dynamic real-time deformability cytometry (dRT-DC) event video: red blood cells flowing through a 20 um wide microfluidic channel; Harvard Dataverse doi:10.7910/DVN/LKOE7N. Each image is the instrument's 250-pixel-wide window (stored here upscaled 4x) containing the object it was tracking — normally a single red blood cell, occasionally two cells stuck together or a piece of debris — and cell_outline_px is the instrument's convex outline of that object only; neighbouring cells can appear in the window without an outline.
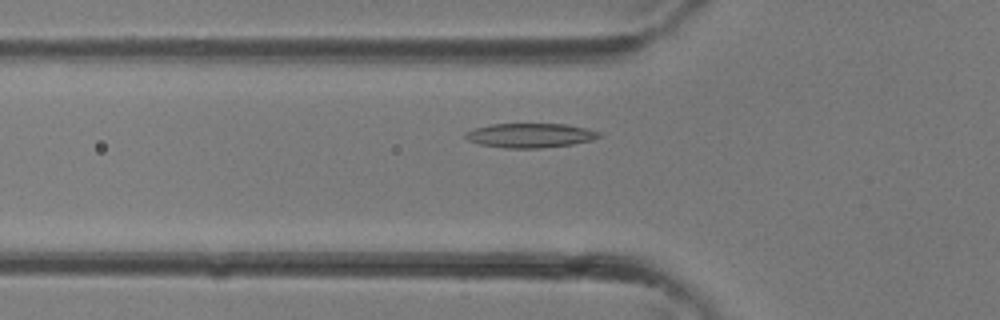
{"species": "common noctule bat (a hibernating species)", "species_latin": "Nyctalus noctula", "temperature_condition": "room temperature", "stored_images_in_passage": 32, "camera_frame_rate_fps": 3000, "um_per_image_px": 0.085, "animal": {"sex": "female"}, "frame": {"image": 1, "passage_image": 9, "time_ms": 2.667, "image_size_px": [1000, 320], "cell_outline_px": [[604, 136], [592, 140], [572, 144], [540, 148], [504, 148], [480, 144], [468, 140], [464, 136], [464, 132], [472, 128], [492, 124], [568, 124], [600, 132]], "centroid_in_image_um": [45.05, 11.51], "position_along_channel_um": 80.7, "area_um2": 19.07}}
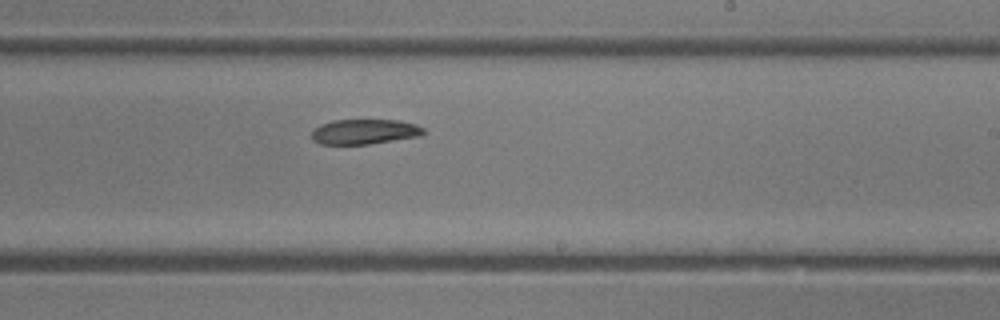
{"frame": {"image": 2, "passage_image": 18, "time_ms": 5.667, "image_size_px": [1000, 320], "cell_outline_px": [[428, 132], [420, 136], [368, 144], [320, 144], [312, 140], [312, 132], [320, 124], [332, 120], [400, 120], [416, 124], [424, 128]], "centroid_in_image_um": [31.02, 11.19], "position_along_channel_um": 258.0, "area_um2": 16.42}}
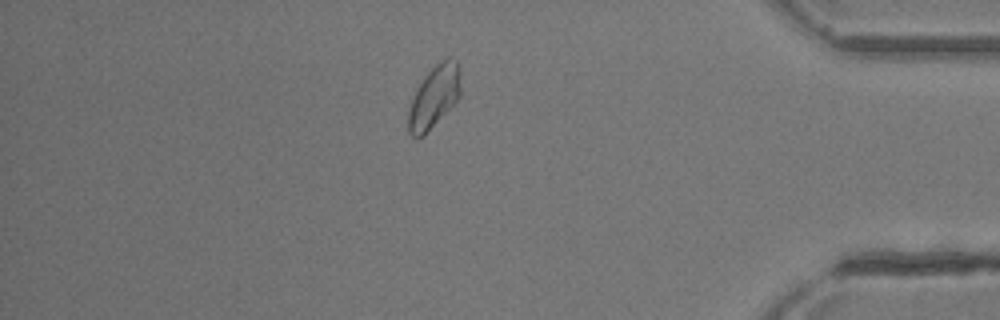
{"frame": {"image": 3, "passage_image": 27, "time_ms": 8.667, "image_size_px": [1000, 320], "cell_outline_px": [[460, 96], [424, 136], [416, 140], [408, 132], [408, 108], [416, 88], [424, 76], [440, 60], [448, 56], [456, 60], [460, 68]], "centroid_in_image_um": [36.88, 8.23], "position_along_channel_um": 398.3, "area_um2": 19.19}}